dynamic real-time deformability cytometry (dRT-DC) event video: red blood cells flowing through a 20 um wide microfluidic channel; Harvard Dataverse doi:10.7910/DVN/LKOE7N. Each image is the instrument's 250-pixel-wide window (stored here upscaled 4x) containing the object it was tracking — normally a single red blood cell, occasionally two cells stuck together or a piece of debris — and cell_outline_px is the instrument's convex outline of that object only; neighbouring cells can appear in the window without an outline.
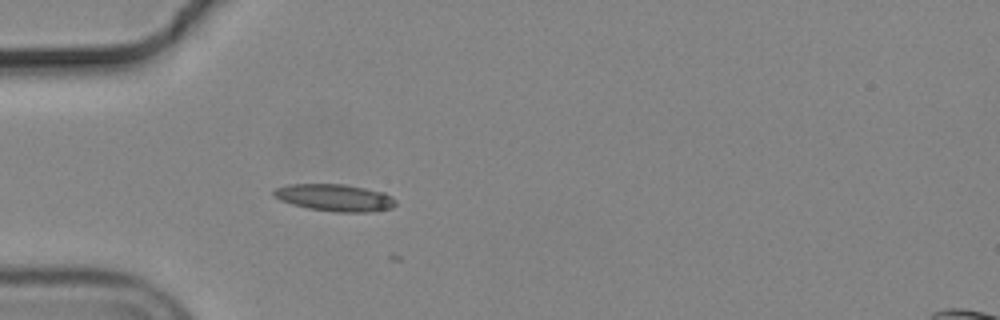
{"species": "common noctule bat (a hibernating species)", "species_latin": "Nyctalus noctula", "temperature_condition": "cold", "stored_images_in_passage": 14, "camera_frame_rate_fps": 3000, "um_per_image_px": 0.085, "animal": {"sex": "male", "body_mass_g": 19.2, "forearm_length_mm": 51.8}, "frame": {"image": 1, "passage_image": 7, "time_ms": 2.0, "image_size_px": [1000, 320], "cell_outline_px": [[396, 204], [392, 208], [368, 212], [336, 212], [308, 208], [280, 200], [272, 192], [276, 188], [292, 184], [344, 184], [384, 192], [392, 196], [396, 200]], "centroid_in_image_um": [28.51, 16.8], "position_along_channel_um": 56.5, "area_um2": 19.07}}
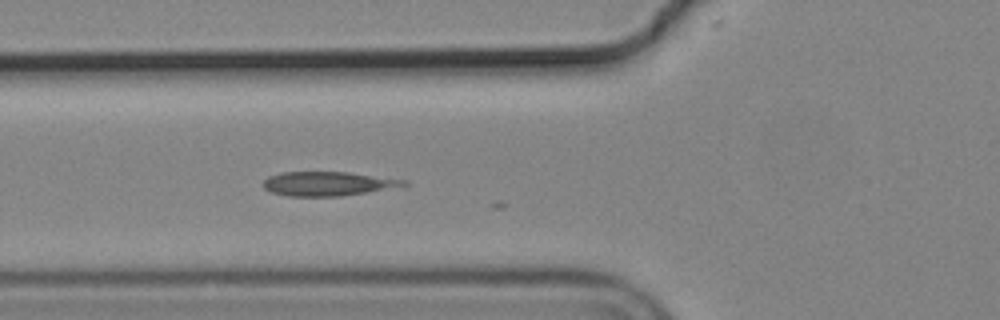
{"frame": {"image": 2, "passage_image": 11, "time_ms": 3.333, "image_size_px": [1000, 320], "cell_outline_px": [[408, 184], [404, 188], [340, 196], [288, 196], [272, 192], [264, 188], [264, 180], [268, 176], [280, 172], [348, 172], [408, 180]], "centroid_in_image_um": [27.99, 15.62], "position_along_channel_um": 97.8, "area_um2": 20.17}}